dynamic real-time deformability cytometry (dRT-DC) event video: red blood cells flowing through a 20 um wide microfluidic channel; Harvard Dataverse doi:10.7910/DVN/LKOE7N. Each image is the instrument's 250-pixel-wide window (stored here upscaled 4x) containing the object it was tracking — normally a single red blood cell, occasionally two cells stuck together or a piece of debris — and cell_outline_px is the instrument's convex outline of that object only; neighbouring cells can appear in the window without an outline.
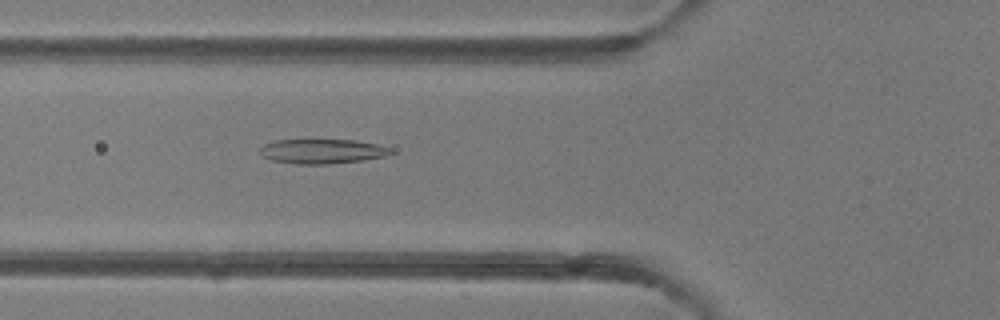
{"species": "common noctule bat (a hibernating species)", "species_latin": "Nyctalus noctula", "temperature_condition": "room temperature", "stored_images_in_passage": 41, "camera_frame_rate_fps": 3000, "um_per_image_px": 0.085, "animal": {"sex": "female"}, "frame": {"image": 1, "passage_image": 11, "time_ms": 3.333, "image_size_px": [1000, 320], "cell_outline_px": [[392, 152], [384, 156], [364, 160], [328, 164], [296, 164], [272, 160], [264, 156], [260, 152], [260, 148], [264, 144], [276, 140], [356, 140], [376, 144], [388, 148]], "centroid_in_image_um": [27.36, 12.86], "position_along_channel_um": 98.4, "area_um2": 18.5}}
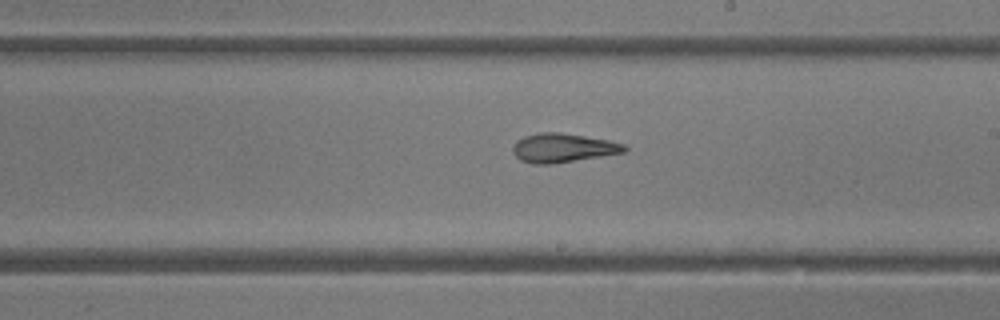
{"frame": {"image": 2, "passage_image": 21, "time_ms": 6.667, "image_size_px": [1000, 320], "cell_outline_px": [[628, 148], [624, 152], [552, 164], [532, 164], [520, 160], [512, 152], [512, 148], [516, 140], [524, 136], [540, 132], [560, 132], [608, 140], [624, 144]], "centroid_in_image_um": [47.8, 12.57], "position_along_channel_um": 241.2, "area_um2": 18.79}}
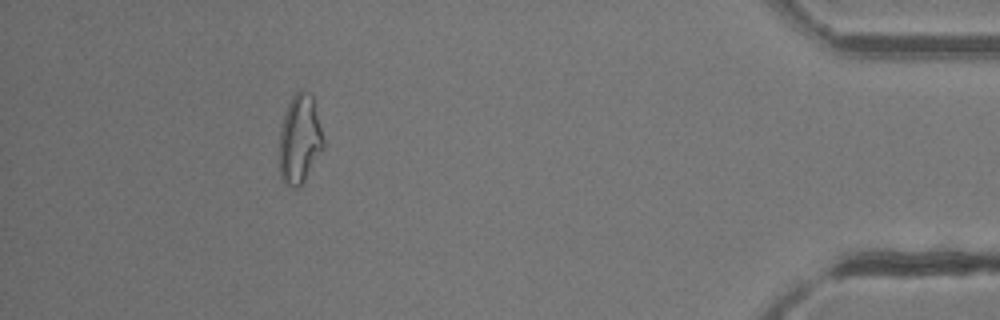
{"frame": {"image": 3, "passage_image": 37, "time_ms": 12.0, "image_size_px": [1000, 320], "cell_outline_px": [[324, 148], [300, 188], [292, 188], [284, 184], [280, 176], [280, 128], [284, 112], [292, 96], [300, 88], [312, 96], [324, 140]], "centroid_in_image_um": [25.46, 11.87], "position_along_channel_um": 409.7, "area_um2": 22.95}, "authors_computed_cell_mechanics": {"area_um2": 19.7098, "velocity_mm_per_s": 4.2665, "shape_relaxation_time_tau1_ms": null, "shape_relaxation_time_tau2_ms": 3.3897, "deformation_change_tau1": null, "deformation_change_tau2": 0.1176}}